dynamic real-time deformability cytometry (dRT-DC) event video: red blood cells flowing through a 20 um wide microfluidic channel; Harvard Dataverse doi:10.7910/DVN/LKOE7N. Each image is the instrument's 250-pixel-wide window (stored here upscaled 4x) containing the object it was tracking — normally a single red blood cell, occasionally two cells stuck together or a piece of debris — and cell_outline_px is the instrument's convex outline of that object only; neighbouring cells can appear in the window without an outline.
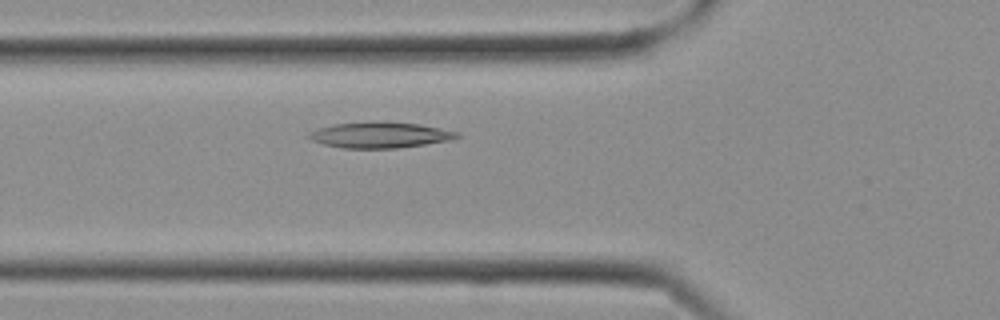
{"species": "Egyptian fruit bat (a non-hibernating species)", "species_latin": "Rousettus aegyptiacus", "temperature_condition": "cold", "stored_images_in_passage": 25, "camera_frame_rate_fps": 3000, "um_per_image_px": 0.085, "frame": {"image": 1, "passage_image": 7, "time_ms": 2.0, "image_size_px": [1000, 320], "cell_outline_px": [[460, 136], [452, 140], [396, 148], [340, 148], [324, 144], [312, 140], [304, 136], [308, 132], [320, 128], [336, 124], [376, 120], [420, 124], [460, 132]], "centroid_in_image_um": [32.29, 11.46], "position_along_channel_um": 93.5, "area_um2": 22.54}}
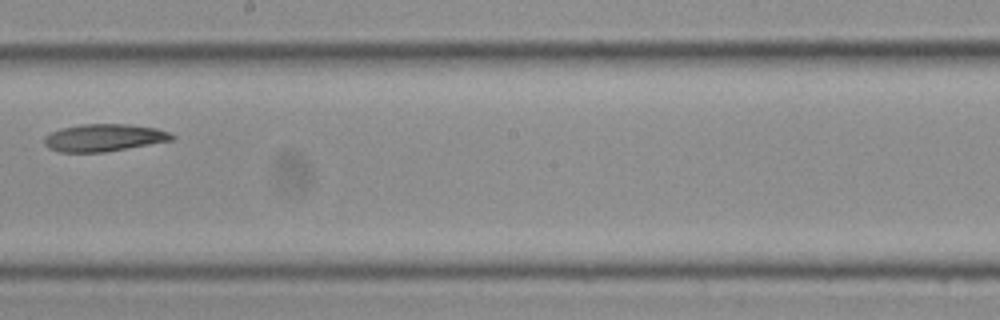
{"frame": {"image": 2, "passage_image": 13, "time_ms": 4.0, "image_size_px": [1000, 320], "cell_outline_px": [[176, 136], [172, 140], [104, 152], [60, 152], [48, 148], [44, 144], [44, 136], [60, 128], [84, 124], [128, 124], [156, 128], [168, 132]], "centroid_in_image_um": [8.81, 11.7], "position_along_channel_um": 239.4, "area_um2": 20.23}}
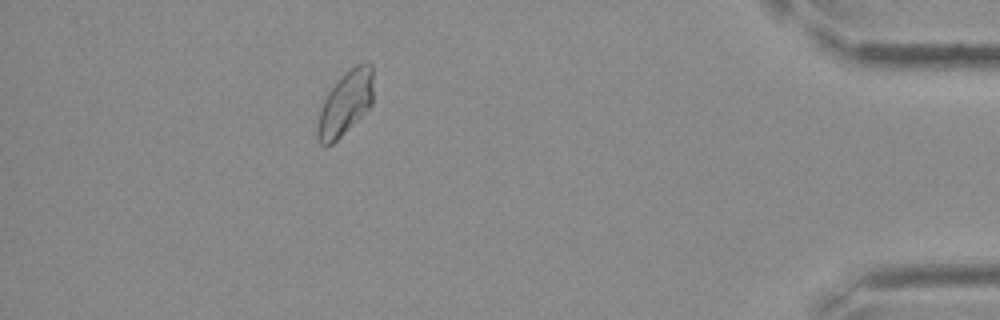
{"frame": {"image": 3, "passage_image": 22, "time_ms": 7.0, "image_size_px": [1000, 320], "cell_outline_px": [[372, 104], [332, 144], [324, 148], [320, 144], [316, 136], [316, 124], [324, 100], [328, 92], [344, 72], [356, 64], [372, 64]], "centroid_in_image_um": [29.31, 8.8], "position_along_channel_um": 405.9, "area_um2": 20.52}}